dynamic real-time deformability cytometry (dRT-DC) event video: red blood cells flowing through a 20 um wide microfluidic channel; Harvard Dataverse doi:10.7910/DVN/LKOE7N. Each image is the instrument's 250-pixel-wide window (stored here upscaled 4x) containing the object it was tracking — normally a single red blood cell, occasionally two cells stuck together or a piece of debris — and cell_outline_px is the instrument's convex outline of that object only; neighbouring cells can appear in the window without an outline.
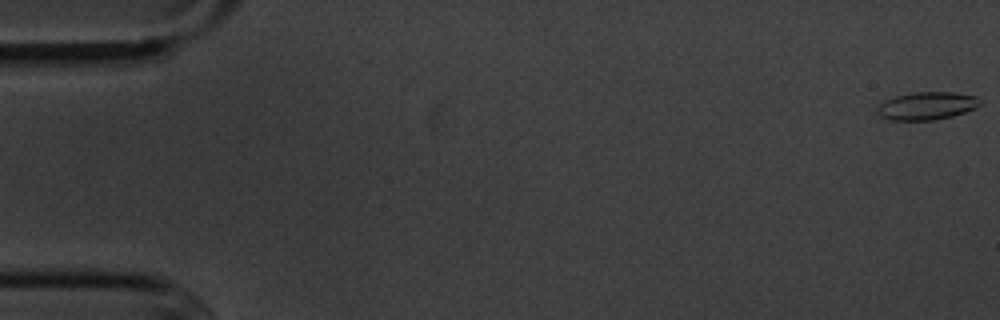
{"species": "common noctule bat (a hibernating species)", "species_latin": "Nyctalus noctula", "temperature_condition": "cold", "stored_images_in_passage": 50, "segment_of_instrument_passage": [1, 2], "camera_frame_rate_fps": 3000, "um_per_image_px": 0.085, "animal": {"sex": "male", "body_mass_g": 20.1, "forearm_length_mm": 53.5}, "frame": {"image": 1, "passage_image": 1, "time_ms": 0.0, "image_size_px": [1000, 320], "cell_outline_px": [[980, 104], [976, 108], [952, 116], [932, 120], [888, 120], [880, 116], [876, 108], [884, 100], [896, 96], [912, 92], [952, 92], [976, 96], [980, 100]], "centroid_in_image_um": [78.76, 8.99], "position_along_channel_um": 6.2, "area_um2": 16.65}}
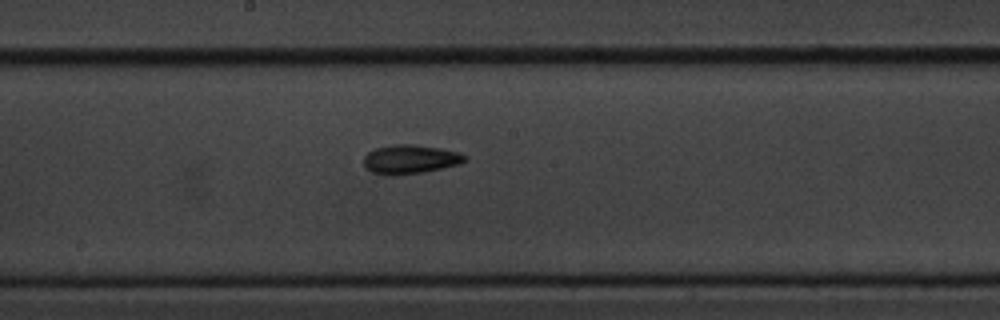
{"frame": {"image": 2, "passage_image": 30, "time_ms": 9.667, "image_size_px": [1000, 320], "cell_outline_px": [[468, 160], [460, 164], [424, 172], [372, 172], [364, 164], [364, 156], [368, 152], [376, 148], [392, 144], [416, 144], [440, 148], [460, 152], [468, 156]], "centroid_in_image_um": [34.97, 13.47], "position_along_channel_um": 213.2, "area_um2": 16.53}}
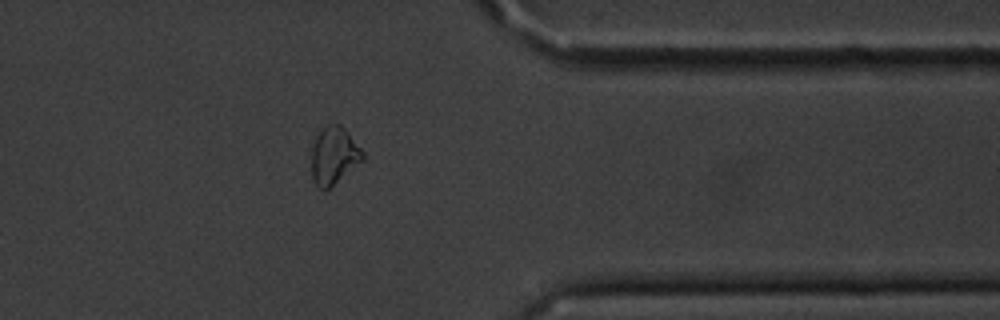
{"frame": {"image": 3, "passage_image": 45, "time_ms": 14.667, "image_size_px": [1000, 320], "cell_outline_px": [[364, 160], [328, 188], [320, 188], [316, 184], [312, 176], [312, 148], [316, 136], [328, 124], [340, 124], [344, 128], [364, 152]], "centroid_in_image_um": [28.4, 13.21], "position_along_channel_um": 383.0, "area_um2": 16.7}}